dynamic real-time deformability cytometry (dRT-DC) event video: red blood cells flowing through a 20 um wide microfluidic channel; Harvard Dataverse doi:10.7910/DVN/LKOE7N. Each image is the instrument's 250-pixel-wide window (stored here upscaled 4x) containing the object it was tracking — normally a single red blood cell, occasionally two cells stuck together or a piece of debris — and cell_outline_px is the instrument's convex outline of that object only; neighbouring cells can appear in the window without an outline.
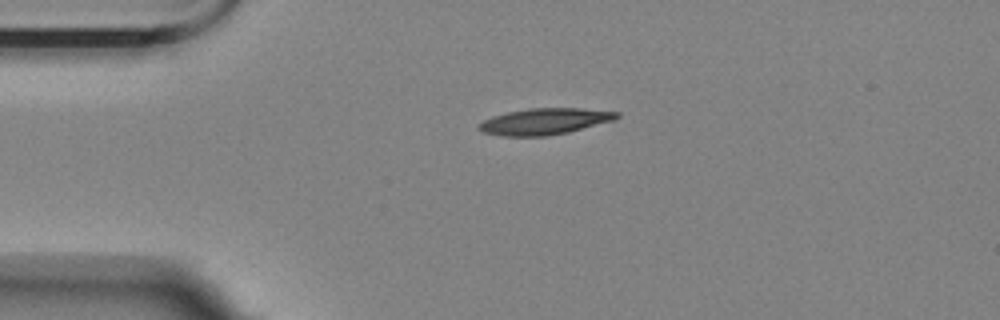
{"species": "Egyptian fruit bat (a non-hibernating species)", "species_latin": "Rousettus aegyptiacus", "temperature_condition": "room temperature", "stored_images_in_passage": 4, "camera_frame_rate_fps": 3000, "um_per_image_px": 0.085, "animal": {"sex": "female"}, "frame": {"image": 1, "passage_image": 1, "time_ms": 0.0, "image_size_px": [1000, 320], "cell_outline_px": [[620, 116], [616, 120], [568, 132], [544, 136], [504, 136], [484, 132], [476, 128], [476, 124], [492, 116], [508, 112], [528, 108], [580, 108], [620, 112]], "centroid_in_image_um": [46.3, 10.31], "position_along_channel_um": 38.7, "area_um2": 21.21}}
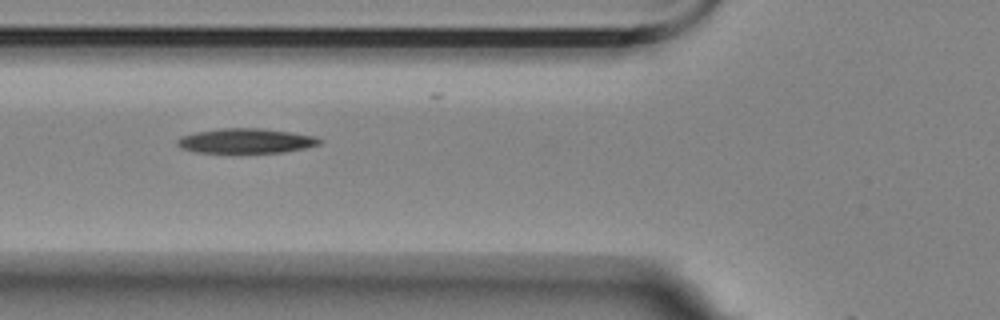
{"frame": {"image": 2, "passage_image": 3, "time_ms": 2.667, "image_size_px": [1000, 320], "cell_outline_px": [[324, 140], [320, 144], [308, 148], [284, 152], [196, 152], [180, 148], [176, 144], [176, 140], [180, 136], [196, 132], [220, 128], [260, 128], [292, 132], [316, 136]], "centroid_in_image_um": [20.94, 11.96], "position_along_channel_um": 104.9, "area_um2": 20.69}}
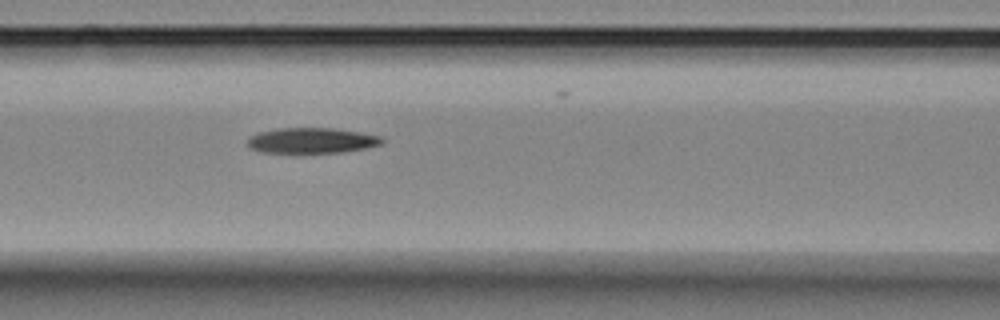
{"frame": {"image": 3, "passage_image": 4, "time_ms": 3.667, "image_size_px": [1000, 320], "cell_outline_px": [[384, 144], [364, 148], [340, 152], [260, 152], [248, 148], [248, 140], [256, 132], [276, 128], [332, 128], [360, 132], [380, 136], [384, 140]], "centroid_in_image_um": [26.48, 11.93], "position_along_channel_um": 140.1, "area_um2": 19.88}}